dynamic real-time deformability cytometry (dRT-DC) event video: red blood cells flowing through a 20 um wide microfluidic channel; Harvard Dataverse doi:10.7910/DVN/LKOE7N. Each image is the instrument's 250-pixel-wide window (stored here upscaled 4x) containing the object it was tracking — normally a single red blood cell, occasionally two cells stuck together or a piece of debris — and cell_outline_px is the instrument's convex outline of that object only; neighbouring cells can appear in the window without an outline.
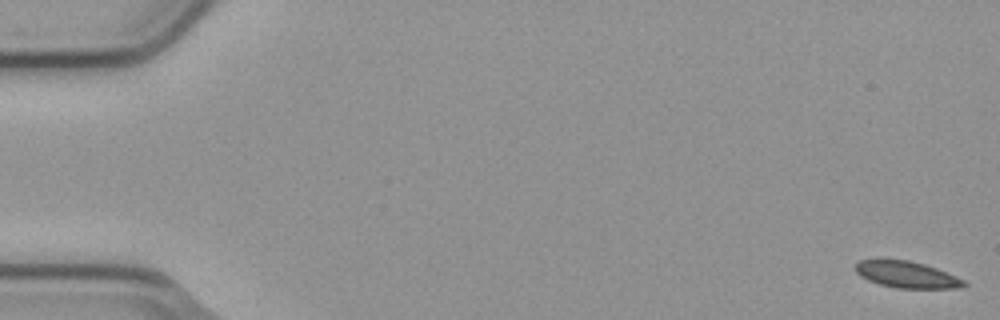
{"species": "common noctule bat (a hibernating species)", "species_latin": "Nyctalus noctula", "temperature_condition": "cold", "stored_images_in_passage": 4, "camera_frame_rate_fps": 3000, "um_per_image_px": 0.085, "animal": {"sex": "male", "body_mass_g": 23.1, "forearm_length_mm": 52.7}, "frame": {"image": 1, "passage_image": 4, "time_ms": 1.0, "image_size_px": [1000, 320], "cell_outline_px": [[968, 284], [960, 288], [896, 288], [880, 284], [868, 280], [860, 276], [856, 272], [856, 264], [860, 260], [880, 256], [908, 260], [924, 264], [936, 268], [956, 276], [964, 280]], "centroid_in_image_um": [77.01, 23.3], "position_along_channel_um": 8.0, "area_um2": 17.28}}